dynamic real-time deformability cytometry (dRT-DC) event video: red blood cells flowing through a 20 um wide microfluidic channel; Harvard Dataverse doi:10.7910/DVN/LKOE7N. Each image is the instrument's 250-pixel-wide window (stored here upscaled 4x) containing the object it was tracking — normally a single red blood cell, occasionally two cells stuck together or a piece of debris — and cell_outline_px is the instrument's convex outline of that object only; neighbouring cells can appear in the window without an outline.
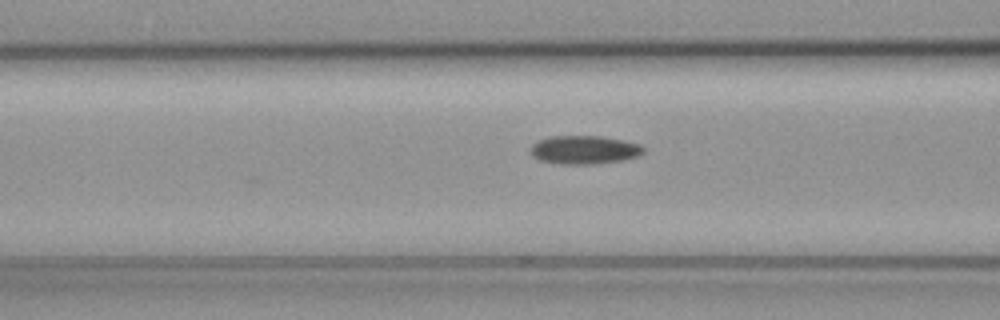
{"species": "common noctule bat (a hibernating species)", "species_latin": "Nyctalus noctula", "temperature_condition": "cold", "stored_images_in_passage": 7, "camera_frame_rate_fps": 3000, "um_per_image_px": 0.085, "animal": {"sex": "female", "body_mass_g": 19.3, "forearm_length_mm": 54.1}, "frame": {"image": 1, "passage_image": 5, "time_ms": 1.333, "image_size_px": [1000, 320], "cell_outline_px": [[644, 152], [636, 156], [620, 160], [596, 164], [560, 164], [540, 160], [532, 156], [532, 144], [548, 136], [600, 136], [640, 144], [644, 148]], "centroid_in_image_um": [49.64, 12.73], "position_along_channel_um": 117.0, "area_um2": 18.5}}